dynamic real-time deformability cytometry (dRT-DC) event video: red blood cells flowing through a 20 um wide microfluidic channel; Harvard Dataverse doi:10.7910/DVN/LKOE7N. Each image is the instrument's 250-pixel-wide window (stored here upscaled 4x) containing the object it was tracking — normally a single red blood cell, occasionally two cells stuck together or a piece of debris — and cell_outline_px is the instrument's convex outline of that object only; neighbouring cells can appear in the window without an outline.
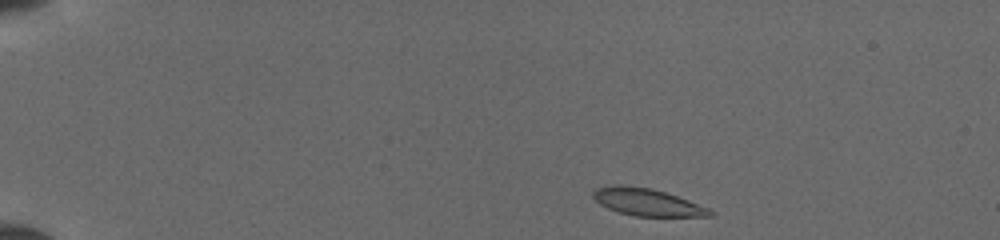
{"species": "common noctule bat (a hibernating species)", "species_latin": "Nyctalus noctula", "temperature_condition": "cold", "stored_images_in_passage": 43, "camera_frame_rate_fps": 3000, "um_per_image_px": 0.085, "animal": {"sex": "female", "body_mass_g": 19.5, "forearm_length_mm": 54.1}, "frame": {"image": 1, "passage_image": 1, "time_ms": 0.0, "image_size_px": [1000, 240], "cell_outline_px": [[716, 216], [632, 216], [616, 212], [600, 204], [592, 196], [592, 192], [596, 188], [612, 184], [620, 184], [652, 188], [688, 200], [708, 208], [716, 212]], "centroid_in_image_um": [54.98, 17.18], "position_along_channel_um": 30.0, "area_um2": 18.73}}
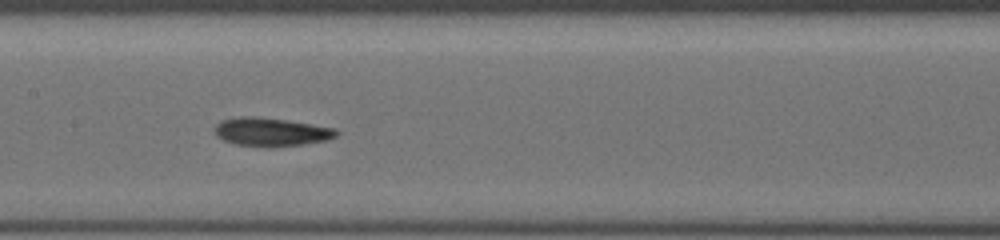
{"frame": {"image": 2, "passage_image": 19, "time_ms": 6.0, "image_size_px": [1000, 240], "cell_outline_px": [[340, 132], [336, 136], [328, 140], [304, 144], [272, 148], [268, 148], [236, 144], [224, 140], [216, 136], [212, 132], [212, 128], [220, 120], [240, 116], [256, 116], [288, 120], [336, 128]], "centroid_in_image_um": [23.02, 11.22], "position_along_channel_um": 184.4, "area_um2": 20.75}}
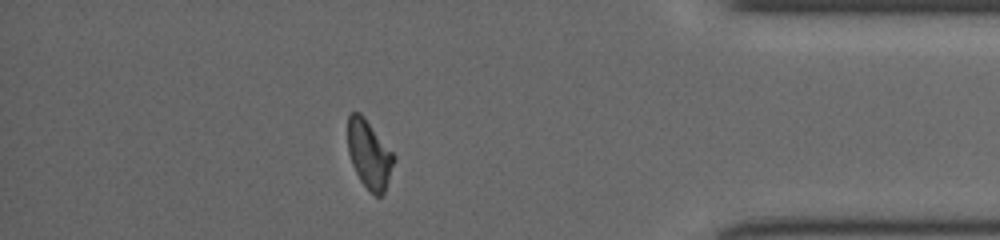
{"frame": {"image": 3, "passage_image": 37, "time_ms": 12.0, "image_size_px": [1000, 240], "cell_outline_px": [[396, 160], [384, 192], [380, 196], [376, 196], [360, 180], [352, 164], [348, 152], [348, 116], [352, 112], [360, 112], [364, 116], [396, 156]], "centroid_in_image_um": [31.39, 13.1], "position_along_channel_um": 403.8, "area_um2": 18.26}}